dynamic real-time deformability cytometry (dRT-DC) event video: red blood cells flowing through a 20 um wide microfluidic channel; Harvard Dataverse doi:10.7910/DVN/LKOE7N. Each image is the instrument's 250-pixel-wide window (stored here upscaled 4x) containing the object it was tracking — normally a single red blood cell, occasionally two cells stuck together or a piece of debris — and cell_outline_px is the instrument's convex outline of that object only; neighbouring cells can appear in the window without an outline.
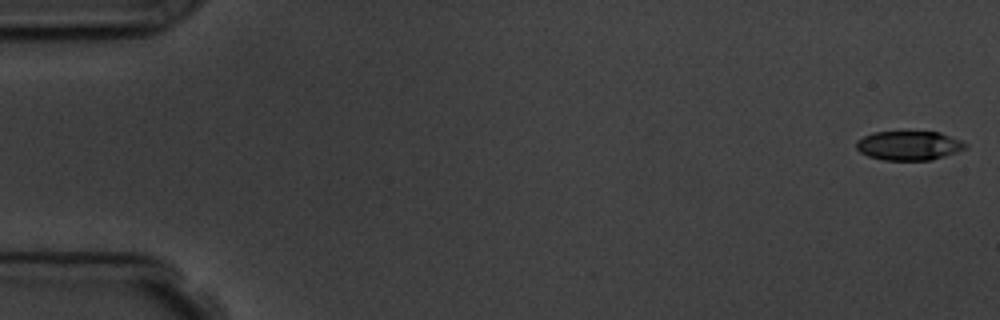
{"species": "common noctule bat (a hibernating species)", "species_latin": "Nyctalus noctula", "temperature_condition": "room temperature", "stored_images_in_passage": 6, "camera_frame_rate_fps": 3000, "um_per_image_px": 0.085, "animal": {"sex": "male", "body_mass_g": 19.5, "forearm_length_mm": 54.6}, "frame": {"image": 1, "passage_image": 1, "time_ms": 0.0, "image_size_px": [1000, 320], "cell_outline_px": [[968, 148], [932, 160], [884, 160], [868, 156], [860, 152], [856, 148], [856, 140], [872, 132], [940, 132], [960, 140], [968, 144]], "centroid_in_image_um": [77.26, 12.37], "position_along_channel_um": 7.7, "area_um2": 18.61}}
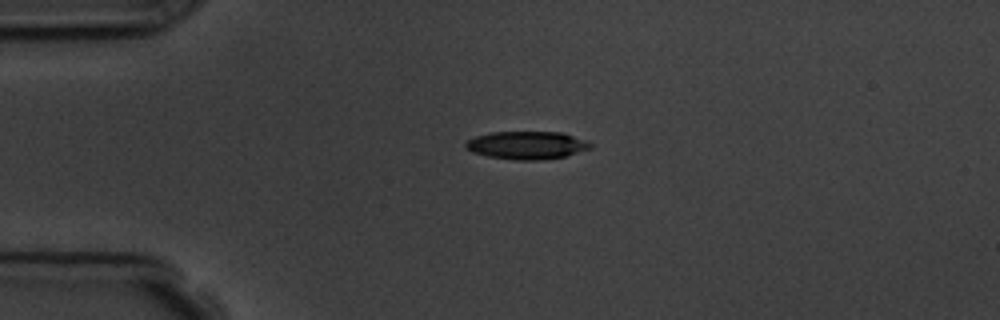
{"frame": {"image": 2, "passage_image": 4, "time_ms": 4.0, "image_size_px": [1000, 320], "cell_outline_px": [[592, 148], [564, 156], [540, 160], [516, 160], [488, 156], [472, 152], [464, 144], [468, 140], [476, 136], [492, 132], [564, 132], [584, 140], [592, 144]], "centroid_in_image_um": [44.79, 12.34], "position_along_channel_um": 40.2, "area_um2": 20.11}}